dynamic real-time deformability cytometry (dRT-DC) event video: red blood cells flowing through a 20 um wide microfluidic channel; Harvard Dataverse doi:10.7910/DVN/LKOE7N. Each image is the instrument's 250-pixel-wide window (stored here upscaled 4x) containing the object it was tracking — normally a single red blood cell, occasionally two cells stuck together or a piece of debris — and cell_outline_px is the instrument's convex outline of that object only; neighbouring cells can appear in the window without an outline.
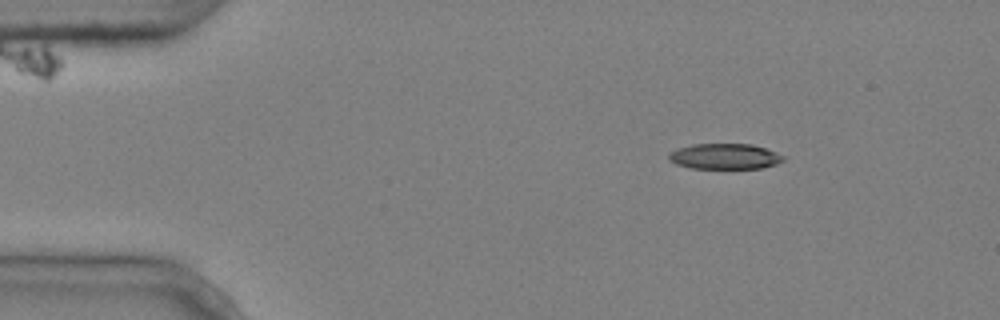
{"species": "common noctule bat (a hibernating species)", "species_latin": "Nyctalus noctula", "temperature_condition": "cold", "stored_images_in_passage": 5, "segment_of_instrument_passage": [1, 2], "camera_frame_rate_fps": 3000, "um_per_image_px": 0.085, "animal": {"sex": "male", "body_mass_g": 20.4}, "frame": {"image": 1, "passage_image": 3, "time_ms": 0.667, "image_size_px": [1000, 320], "cell_outline_px": [[784, 160], [776, 164], [760, 168], [692, 168], [676, 164], [668, 160], [668, 152], [676, 148], [692, 144], [752, 144], [776, 152], [784, 156]], "centroid_in_image_um": [61.55, 13.28], "position_along_channel_um": 23.4, "area_um2": 17.11}}